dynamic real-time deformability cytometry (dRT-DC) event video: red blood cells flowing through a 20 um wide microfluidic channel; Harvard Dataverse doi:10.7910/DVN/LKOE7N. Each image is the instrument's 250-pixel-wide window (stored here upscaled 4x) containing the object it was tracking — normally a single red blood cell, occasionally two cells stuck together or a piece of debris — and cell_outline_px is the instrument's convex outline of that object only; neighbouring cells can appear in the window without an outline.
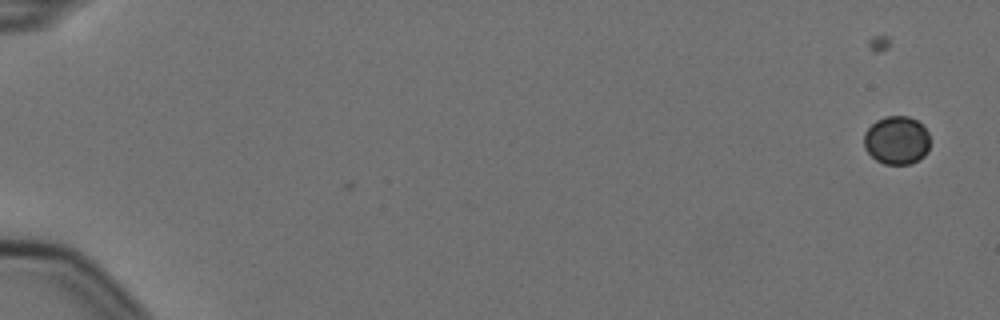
{"species": "Egyptian fruit bat (a non-hibernating species)", "species_latin": "Rousettus aegyptiacus", "temperature_condition": "cold", "stored_images_in_passage": 6, "segment_of_instrument_passage": [2, 2], "camera_frame_rate_fps": 3000, "um_per_image_px": 0.085, "animal": {"sex": "female"}, "frame": {"image": 1, "passage_image": 6, "time_ms": 1.667, "image_size_px": [1000, 320], "cell_outline_px": [[928, 152], [924, 156], [912, 164], [884, 164], [876, 160], [864, 148], [864, 132], [876, 120], [884, 116], [908, 116], [916, 120], [928, 132]], "centroid_in_image_um": [76.2, 11.93], "position_along_channel_um": 8.8, "area_um2": 18.61}}